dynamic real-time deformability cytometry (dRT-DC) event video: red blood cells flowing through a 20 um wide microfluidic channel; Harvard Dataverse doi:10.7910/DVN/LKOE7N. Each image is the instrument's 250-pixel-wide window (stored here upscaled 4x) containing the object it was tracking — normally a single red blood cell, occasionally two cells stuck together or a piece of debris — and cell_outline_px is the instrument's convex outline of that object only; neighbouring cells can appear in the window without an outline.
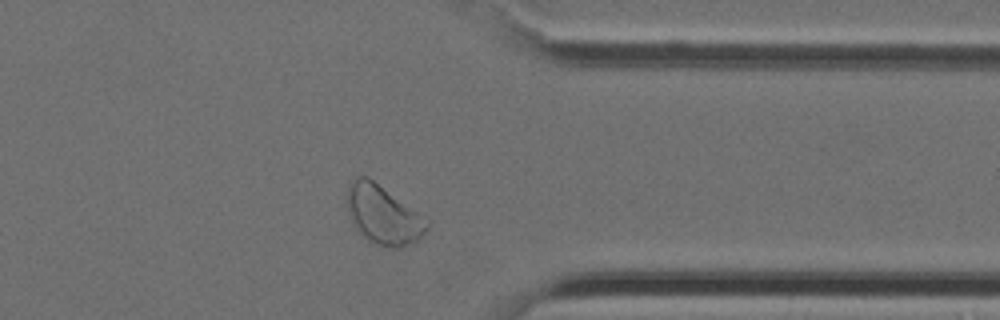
{"species": "Egyptian fruit bat (a non-hibernating species)", "species_latin": "Rousettus aegyptiacus", "temperature_condition": "cold", "stored_images_in_passage": 34, "camera_frame_rate_fps": 3000, "um_per_image_px": 0.085, "animal": {"sex": "female"}, "frame": {"image": 1, "passage_image": 25, "time_ms": 8.0, "image_size_px": [1000, 320], "cell_outline_px": [[428, 228], [412, 244], [400, 248], [392, 248], [368, 240], [356, 228], [348, 212], [348, 184], [352, 176], [368, 176], [428, 224]], "centroid_in_image_um": [32.48, 18.26], "position_along_channel_um": 378.9, "area_um2": 26.01}}